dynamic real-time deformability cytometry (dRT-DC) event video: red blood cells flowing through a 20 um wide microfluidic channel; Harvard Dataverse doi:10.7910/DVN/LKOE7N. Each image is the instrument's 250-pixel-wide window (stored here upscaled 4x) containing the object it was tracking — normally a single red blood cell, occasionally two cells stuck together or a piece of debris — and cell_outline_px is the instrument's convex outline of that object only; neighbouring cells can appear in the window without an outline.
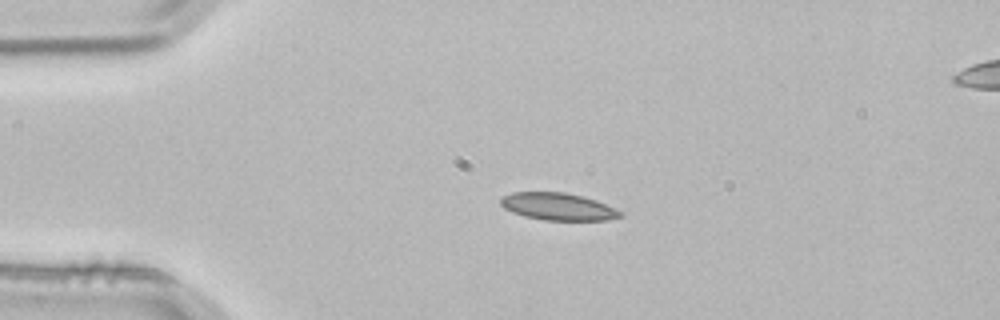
{"species": "common noctule bat (a hibernating species)", "species_latin": "Nyctalus noctula", "temperature_condition": "room temperature", "stored_images_in_passage": 5, "camera_frame_rate_fps": 3000, "um_per_image_px": 0.085, "animal": {"sex": "male", "body_mass_g": 21.5, "forearm_length_mm": 52.0}, "frame": {"image": 1, "passage_image": 3, "time_ms": 0.667, "image_size_px": [1000, 320], "cell_outline_px": [[624, 216], [608, 220], [544, 220], [524, 216], [512, 212], [504, 208], [500, 204], [500, 200], [504, 196], [512, 192], [564, 192], [596, 200], [624, 212]], "centroid_in_image_um": [47.45, 17.56], "position_along_channel_um": 37.5, "area_um2": 19.02}}